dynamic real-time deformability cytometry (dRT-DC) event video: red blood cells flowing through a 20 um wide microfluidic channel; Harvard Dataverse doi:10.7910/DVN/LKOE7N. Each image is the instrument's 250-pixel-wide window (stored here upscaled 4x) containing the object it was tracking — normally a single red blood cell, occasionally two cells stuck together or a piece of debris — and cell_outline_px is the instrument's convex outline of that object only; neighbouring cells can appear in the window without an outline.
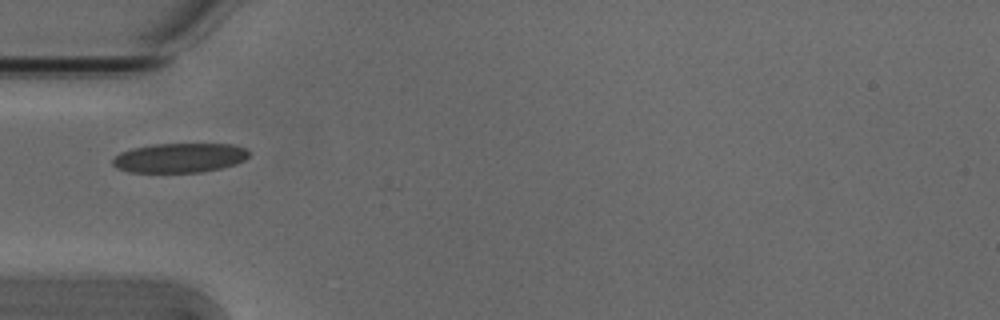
{"species": "Egyptian fruit bat (a non-hibernating species)", "species_latin": "Rousettus aegyptiacus", "temperature_condition": "cold", "stored_images_in_passage": 37, "camera_frame_rate_fps": 3000, "um_per_image_px": 0.085, "animal": {"sex": "male"}, "frame": {"image": 1, "passage_image": 1, "time_ms": 0.0, "image_size_px": [1000, 320], "cell_outline_px": [[248, 156], [244, 160], [236, 164], [220, 168], [200, 172], [128, 172], [116, 168], [112, 164], [112, 160], [120, 152], [132, 148], [152, 144], [236, 144], [244, 148], [248, 152]], "centroid_in_image_um": [15.24, 13.41], "position_along_channel_um": 69.8, "area_um2": 23.41}}
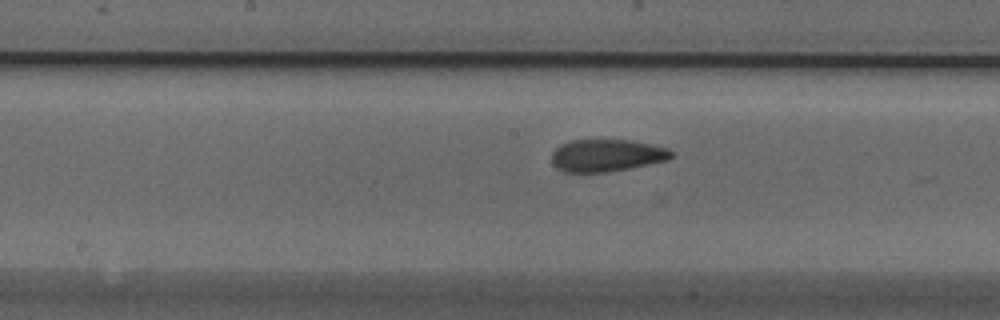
{"frame": {"image": 2, "passage_image": 11, "time_ms": 3.333, "image_size_px": [1000, 320], "cell_outline_px": [[676, 152], [668, 160], [608, 172], [564, 172], [556, 168], [552, 164], [552, 152], [560, 144], [572, 140], [628, 140], [668, 148]], "centroid_in_image_um": [51.55, 13.21], "position_along_channel_um": 196.7, "area_um2": 22.48}}
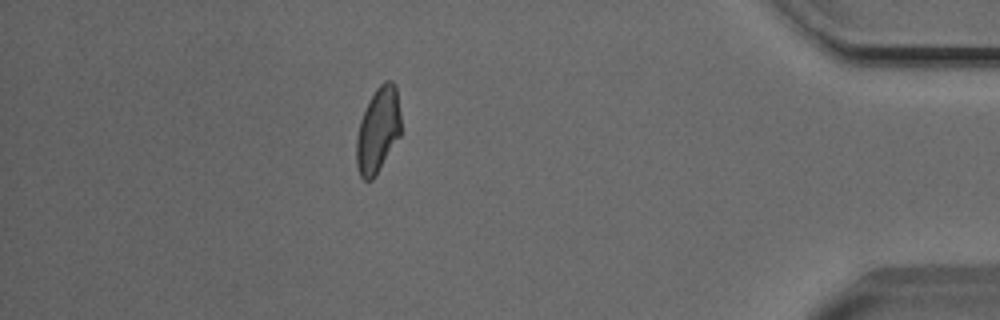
{"frame": {"image": 3, "passage_image": 31, "time_ms": 10.0, "image_size_px": [1000, 320], "cell_outline_px": [[400, 136], [372, 180], [364, 180], [360, 176], [356, 164], [356, 136], [360, 120], [376, 88], [384, 80], [392, 80], [396, 84], [400, 112]], "centroid_in_image_um": [32.13, 11.04], "position_along_channel_um": 403.1, "area_um2": 22.02}, "authors_computed_cell_mechanics": {"area_um2": 22.4842, "velocity_mm_per_s": 3.8003, "shape_relaxation_time_tau1_ms": 6.0255, "shape_relaxation_time_tau2_ms": 2.0105, "deformation_change_tau1": 0.1504, "deformation_change_tau2": 0.0783}}